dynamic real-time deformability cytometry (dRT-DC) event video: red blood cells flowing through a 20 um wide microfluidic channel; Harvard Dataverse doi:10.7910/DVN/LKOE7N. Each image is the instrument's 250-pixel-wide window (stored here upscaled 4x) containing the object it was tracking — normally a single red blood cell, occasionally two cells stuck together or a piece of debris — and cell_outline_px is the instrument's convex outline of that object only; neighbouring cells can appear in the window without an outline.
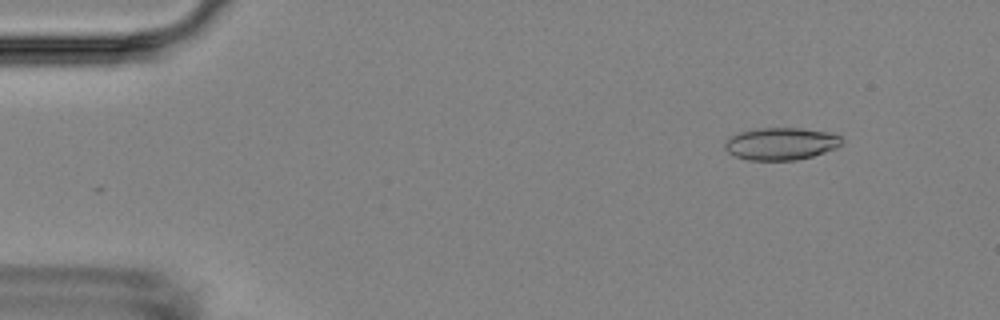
{"species": "Egyptian fruit bat (a non-hibernating species)", "species_latin": "Rousettus aegyptiacus", "temperature_condition": "room temperature", "stored_images_in_passage": 55, "camera_frame_rate_fps": 3000, "um_per_image_px": 0.085, "animal": {"sex": "female"}, "frame": {"image": 1, "passage_image": 6, "time_ms": 1.667, "image_size_px": [1000, 320], "cell_outline_px": [[844, 140], [836, 148], [812, 156], [796, 160], [748, 160], [736, 156], [728, 152], [724, 148], [724, 144], [732, 136], [740, 132], [756, 128], [800, 128], [832, 132], [840, 136]], "centroid_in_image_um": [66.41, 12.21], "position_along_channel_um": 18.6, "area_um2": 22.02}}
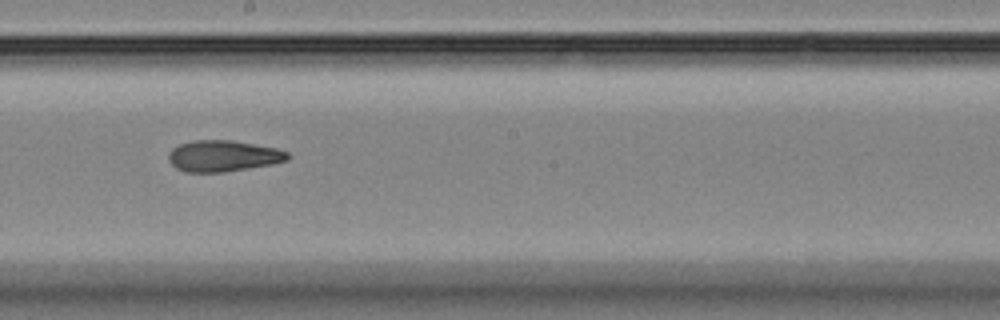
{"frame": {"image": 2, "passage_image": 31, "time_ms": 10.0, "image_size_px": [1000, 320], "cell_outline_px": [[292, 156], [288, 160], [272, 164], [224, 172], [184, 172], [176, 168], [168, 160], [168, 152], [172, 148], [180, 144], [192, 140], [232, 140], [276, 148], [288, 152]], "centroid_in_image_um": [18.96, 13.25], "position_along_channel_um": 229.2, "area_um2": 21.79}}
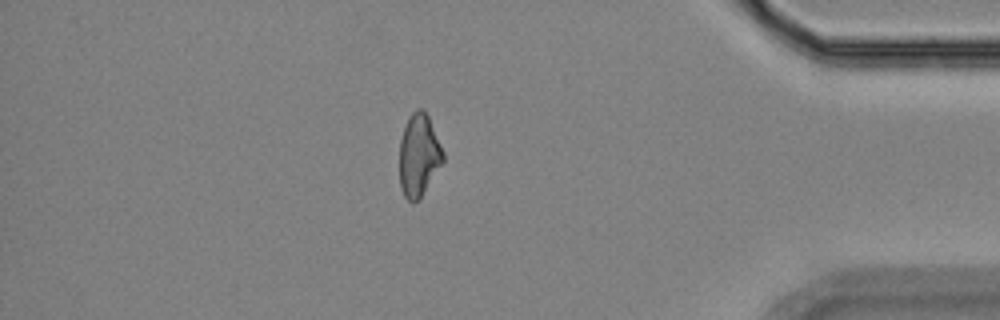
{"frame": {"image": 3, "passage_image": 48, "time_ms": 15.667, "image_size_px": [1000, 320], "cell_outline_px": [[444, 160], [420, 196], [412, 204], [404, 196], [400, 188], [400, 140], [408, 116], [416, 108], [420, 108], [428, 116], [444, 152]], "centroid_in_image_um": [35.58, 13.17], "position_along_channel_um": 399.6, "area_um2": 20.58}, "authors_computed_cell_mechanics": {"area_um2": 21.7906, "velocity_mm_per_s": 3.5991, "shape_relaxation_time_tau1_ms": 10.9031, "shape_relaxation_time_tau2_ms": 4.1003, "deformation_change_tau1": 0.2058, "deformation_change_tau2": 0.1138}}